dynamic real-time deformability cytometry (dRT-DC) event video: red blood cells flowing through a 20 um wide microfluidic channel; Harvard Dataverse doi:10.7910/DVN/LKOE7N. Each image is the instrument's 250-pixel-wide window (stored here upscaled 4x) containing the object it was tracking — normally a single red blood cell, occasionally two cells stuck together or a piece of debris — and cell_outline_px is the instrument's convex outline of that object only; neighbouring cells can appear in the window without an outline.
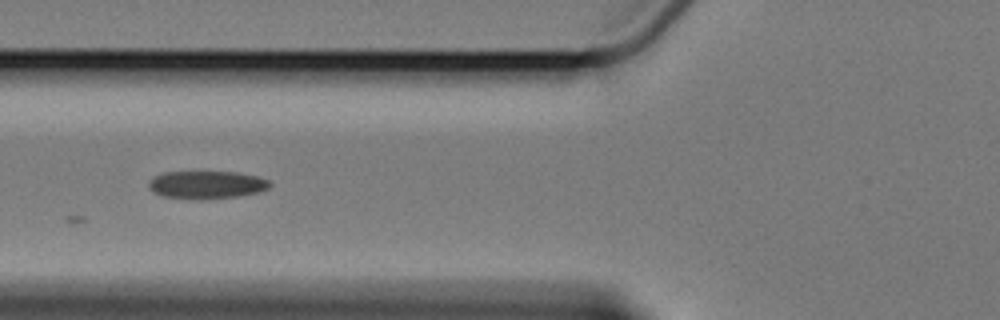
{"species": "Egyptian fruit bat (a non-hibernating species)", "species_latin": "Rousettus aegyptiacus", "temperature_condition": "cold", "stored_images_in_passage": 7, "camera_frame_rate_fps": 3000, "um_per_image_px": 0.085, "animal": {"sex": "female"}, "frame": {"image": 1, "passage_image": 7, "time_ms": 7.333, "image_size_px": [1000, 320], "cell_outline_px": [[272, 184], [268, 188], [260, 192], [240, 196], [200, 200], [192, 200], [164, 196], [148, 188], [148, 180], [164, 172], [240, 172], [256, 176], [268, 180]], "centroid_in_image_um": [17.58, 15.71], "position_along_channel_um": 108.2, "area_um2": 19.83}}